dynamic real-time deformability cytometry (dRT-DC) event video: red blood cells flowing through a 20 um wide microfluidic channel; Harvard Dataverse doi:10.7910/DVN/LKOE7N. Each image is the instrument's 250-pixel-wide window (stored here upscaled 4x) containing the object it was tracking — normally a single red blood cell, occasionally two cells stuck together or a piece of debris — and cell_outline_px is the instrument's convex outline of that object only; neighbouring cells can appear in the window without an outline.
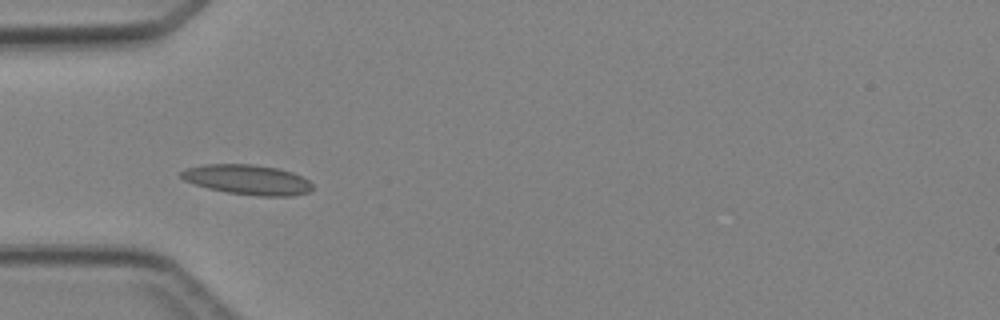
{"species": "Egyptian fruit bat (a non-hibernating species)", "species_latin": "Rousettus aegyptiacus", "temperature_condition": "cold", "stored_images_in_passage": 5, "camera_frame_rate_fps": 3000, "um_per_image_px": 0.085, "animal": {"sex": "female"}, "frame": {"image": 1, "passage_image": 4, "time_ms": 3.667, "image_size_px": [1000, 320], "cell_outline_px": [[312, 188], [308, 192], [292, 196], [256, 196], [228, 192], [208, 188], [192, 184], [184, 180], [180, 176], [180, 172], [184, 168], [204, 164], [252, 164], [280, 168], [292, 172], [308, 180], [312, 184]], "centroid_in_image_um": [21.0, 15.26], "position_along_channel_um": 64.0, "area_um2": 23.06}}
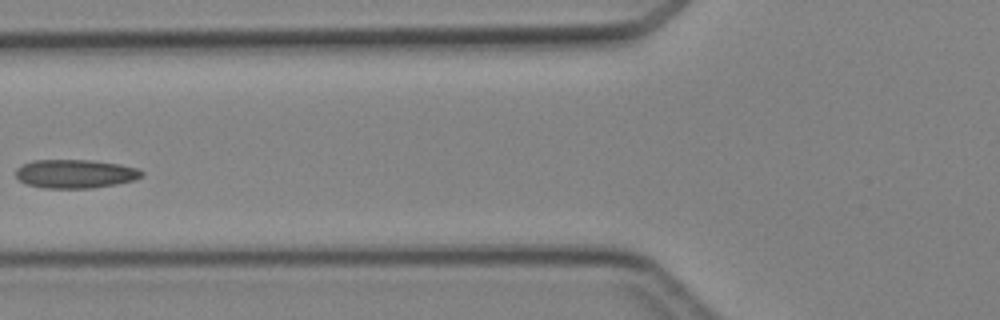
{"frame": {"image": 2, "passage_image": 5, "time_ms": 5.0, "image_size_px": [1000, 320], "cell_outline_px": [[144, 176], [136, 180], [116, 184], [92, 188], [44, 188], [28, 184], [20, 180], [16, 176], [16, 168], [20, 164], [32, 160], [92, 160], [120, 164], [140, 168], [144, 172]], "centroid_in_image_um": [6.44, 14.76], "position_along_channel_um": 119.4, "area_um2": 21.33}}